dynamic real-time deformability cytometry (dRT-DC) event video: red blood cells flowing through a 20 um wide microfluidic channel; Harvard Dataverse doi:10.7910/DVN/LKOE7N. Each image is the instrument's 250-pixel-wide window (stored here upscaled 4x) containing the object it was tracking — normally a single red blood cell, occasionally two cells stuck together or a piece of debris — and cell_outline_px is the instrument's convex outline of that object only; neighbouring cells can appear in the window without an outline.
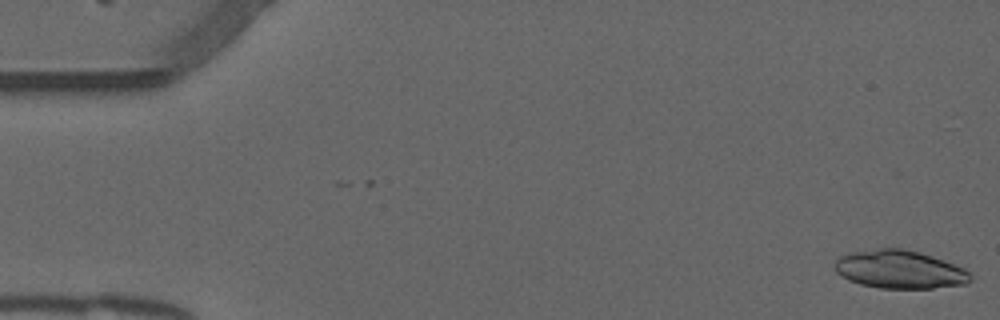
{"species": "common noctule bat (a hibernating species)", "species_latin": "Nyctalus noctula", "temperature_condition": "warm", "stored_images_in_passage": 3, "camera_frame_rate_fps": 3000, "um_per_image_px": 0.085, "animal": {"sex": "male", "forearm_length_mm": 52.5}, "frame": {"image": 1, "passage_image": 3, "time_ms": 0.667, "image_size_px": [1000, 320], "cell_outline_px": [[972, 280], [964, 284], [932, 288], [880, 288], [860, 284], [848, 280], [836, 272], [836, 260], [840, 256], [848, 252], [880, 248], [900, 248], [920, 252], [944, 260], [964, 268], [972, 276]], "centroid_in_image_um": [76.47, 22.9], "position_along_channel_um": 8.5, "area_um2": 30.17}}